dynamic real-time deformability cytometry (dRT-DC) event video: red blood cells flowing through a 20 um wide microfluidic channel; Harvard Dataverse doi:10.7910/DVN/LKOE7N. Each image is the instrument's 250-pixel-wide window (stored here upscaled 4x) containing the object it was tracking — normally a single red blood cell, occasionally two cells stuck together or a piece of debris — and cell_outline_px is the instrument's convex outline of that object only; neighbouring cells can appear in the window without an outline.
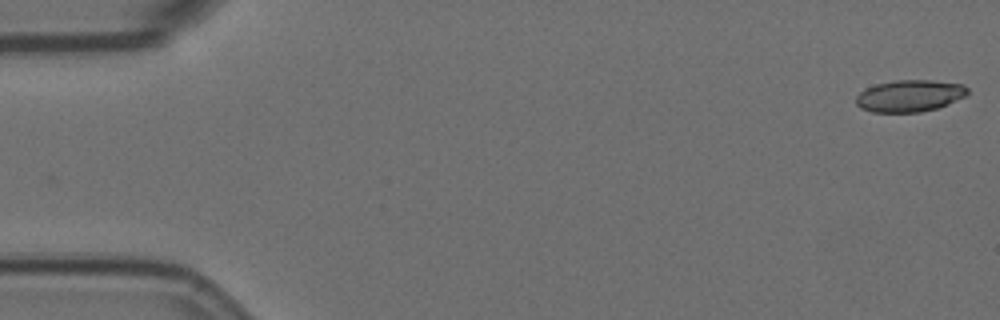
{"species": "Egyptian fruit bat (a non-hibernating species)", "species_latin": "Rousettus aegyptiacus", "temperature_condition": "room temperature", "stored_images_in_passage": 7, "camera_frame_rate_fps": 3000, "um_per_image_px": 0.085, "animal": {"sex": "female"}, "frame": {"image": 1, "passage_image": 1, "time_ms": 0.0, "image_size_px": [1000, 320], "cell_outline_px": [[968, 96], [948, 104], [936, 108], [920, 112], [872, 112], [860, 108], [856, 104], [856, 96], [864, 88], [876, 84], [896, 80], [932, 80], [964, 84], [968, 88]], "centroid_in_image_um": [77.33, 8.14], "position_along_channel_um": 7.7, "area_um2": 20.92}}